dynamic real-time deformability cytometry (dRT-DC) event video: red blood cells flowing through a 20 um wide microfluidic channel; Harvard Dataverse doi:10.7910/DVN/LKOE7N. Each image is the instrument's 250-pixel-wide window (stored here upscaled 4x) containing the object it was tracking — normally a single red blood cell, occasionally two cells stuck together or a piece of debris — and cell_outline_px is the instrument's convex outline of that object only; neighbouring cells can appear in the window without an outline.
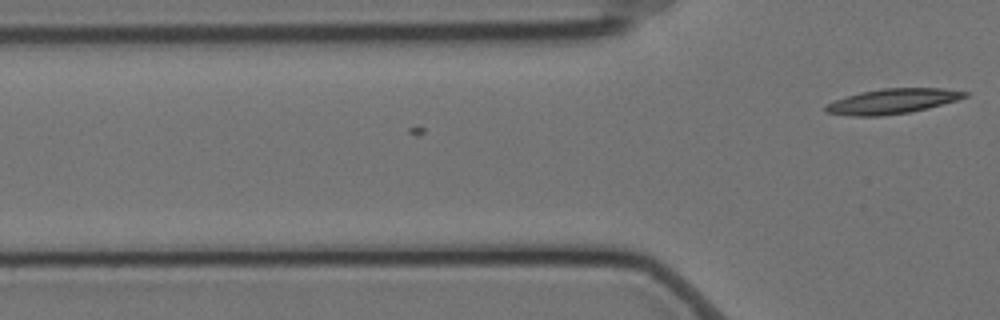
{"species": "Egyptian fruit bat (a non-hibernating species)", "species_latin": "Rousettus aegyptiacus", "temperature_condition": "cold", "stored_images_in_passage": 2, "camera_frame_rate_fps": 3000, "um_per_image_px": 0.085, "animal": {"sex": "female"}, "frame": {"image": 1, "passage_image": 2, "time_ms": 0.333, "image_size_px": [1000, 320], "cell_outline_px": [[968, 96], [956, 100], [928, 108], [908, 112], [880, 116], [852, 116], [824, 112], [824, 108], [828, 104], [836, 100], [860, 92], [884, 88], [944, 88], [968, 92]], "centroid_in_image_um": [75.87, 8.6], "position_along_channel_um": 49.9, "area_um2": 20.06}}